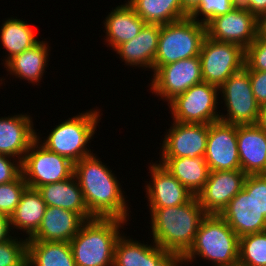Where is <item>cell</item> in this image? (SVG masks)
Returning <instances> with one entry per match:
<instances>
[{
  "mask_svg": "<svg viewBox=\"0 0 266 266\" xmlns=\"http://www.w3.org/2000/svg\"><path fill=\"white\" fill-rule=\"evenodd\" d=\"M182 7L190 13L199 3L201 0H180Z\"/></svg>",
  "mask_w": 266,
  "mask_h": 266,
  "instance_id": "42",
  "label": "cell"
},
{
  "mask_svg": "<svg viewBox=\"0 0 266 266\" xmlns=\"http://www.w3.org/2000/svg\"><path fill=\"white\" fill-rule=\"evenodd\" d=\"M206 26L190 17L161 25L153 72L182 59L199 56Z\"/></svg>",
  "mask_w": 266,
  "mask_h": 266,
  "instance_id": "6",
  "label": "cell"
},
{
  "mask_svg": "<svg viewBox=\"0 0 266 266\" xmlns=\"http://www.w3.org/2000/svg\"><path fill=\"white\" fill-rule=\"evenodd\" d=\"M198 257L210 261L212 266L238 265L239 236L220 215L207 214L204 217L192 247L180 259V266L194 263Z\"/></svg>",
  "mask_w": 266,
  "mask_h": 266,
  "instance_id": "4",
  "label": "cell"
},
{
  "mask_svg": "<svg viewBox=\"0 0 266 266\" xmlns=\"http://www.w3.org/2000/svg\"><path fill=\"white\" fill-rule=\"evenodd\" d=\"M245 67L248 70L266 71V41L259 34L245 49Z\"/></svg>",
  "mask_w": 266,
  "mask_h": 266,
  "instance_id": "35",
  "label": "cell"
},
{
  "mask_svg": "<svg viewBox=\"0 0 266 266\" xmlns=\"http://www.w3.org/2000/svg\"><path fill=\"white\" fill-rule=\"evenodd\" d=\"M241 170L247 175L266 174V132L257 124L237 126Z\"/></svg>",
  "mask_w": 266,
  "mask_h": 266,
  "instance_id": "21",
  "label": "cell"
},
{
  "mask_svg": "<svg viewBox=\"0 0 266 266\" xmlns=\"http://www.w3.org/2000/svg\"><path fill=\"white\" fill-rule=\"evenodd\" d=\"M105 26L104 38L107 47L115 50L119 45L124 42L130 41L135 38L141 29L146 24L134 11V9L126 2L116 6L105 17L103 23Z\"/></svg>",
  "mask_w": 266,
  "mask_h": 266,
  "instance_id": "24",
  "label": "cell"
},
{
  "mask_svg": "<svg viewBox=\"0 0 266 266\" xmlns=\"http://www.w3.org/2000/svg\"><path fill=\"white\" fill-rule=\"evenodd\" d=\"M159 164L184 185L193 196L203 189L210 172L204 157L161 158Z\"/></svg>",
  "mask_w": 266,
  "mask_h": 266,
  "instance_id": "27",
  "label": "cell"
},
{
  "mask_svg": "<svg viewBox=\"0 0 266 266\" xmlns=\"http://www.w3.org/2000/svg\"><path fill=\"white\" fill-rule=\"evenodd\" d=\"M148 169L152 180L144 186L148 208L178 206L187 203L193 197L184 185L158 163V160L150 163Z\"/></svg>",
  "mask_w": 266,
  "mask_h": 266,
  "instance_id": "17",
  "label": "cell"
},
{
  "mask_svg": "<svg viewBox=\"0 0 266 266\" xmlns=\"http://www.w3.org/2000/svg\"><path fill=\"white\" fill-rule=\"evenodd\" d=\"M243 189L253 195L258 210L266 217V174L247 175Z\"/></svg>",
  "mask_w": 266,
  "mask_h": 266,
  "instance_id": "36",
  "label": "cell"
},
{
  "mask_svg": "<svg viewBox=\"0 0 266 266\" xmlns=\"http://www.w3.org/2000/svg\"><path fill=\"white\" fill-rule=\"evenodd\" d=\"M125 224L118 218L86 220L69 242L76 266H113L115 245Z\"/></svg>",
  "mask_w": 266,
  "mask_h": 266,
  "instance_id": "3",
  "label": "cell"
},
{
  "mask_svg": "<svg viewBox=\"0 0 266 266\" xmlns=\"http://www.w3.org/2000/svg\"><path fill=\"white\" fill-rule=\"evenodd\" d=\"M22 174L21 161L8 155L0 154V184L16 180Z\"/></svg>",
  "mask_w": 266,
  "mask_h": 266,
  "instance_id": "37",
  "label": "cell"
},
{
  "mask_svg": "<svg viewBox=\"0 0 266 266\" xmlns=\"http://www.w3.org/2000/svg\"><path fill=\"white\" fill-rule=\"evenodd\" d=\"M50 47L47 41H39L30 49L10 58L4 64V68L19 80L23 79L29 84L39 85L48 66Z\"/></svg>",
  "mask_w": 266,
  "mask_h": 266,
  "instance_id": "25",
  "label": "cell"
},
{
  "mask_svg": "<svg viewBox=\"0 0 266 266\" xmlns=\"http://www.w3.org/2000/svg\"><path fill=\"white\" fill-rule=\"evenodd\" d=\"M255 100L259 106L266 104V71L249 70Z\"/></svg>",
  "mask_w": 266,
  "mask_h": 266,
  "instance_id": "38",
  "label": "cell"
},
{
  "mask_svg": "<svg viewBox=\"0 0 266 266\" xmlns=\"http://www.w3.org/2000/svg\"><path fill=\"white\" fill-rule=\"evenodd\" d=\"M74 175L93 217L118 218L128 222L131 211L122 185L97 154L93 153L75 162Z\"/></svg>",
  "mask_w": 266,
  "mask_h": 266,
  "instance_id": "1",
  "label": "cell"
},
{
  "mask_svg": "<svg viewBox=\"0 0 266 266\" xmlns=\"http://www.w3.org/2000/svg\"><path fill=\"white\" fill-rule=\"evenodd\" d=\"M3 22L0 29V41L8 53L6 58L3 59L2 64H5L14 55L33 47L40 39L36 37V33L33 31L34 28L27 21L11 17L5 21L3 20Z\"/></svg>",
  "mask_w": 266,
  "mask_h": 266,
  "instance_id": "29",
  "label": "cell"
},
{
  "mask_svg": "<svg viewBox=\"0 0 266 266\" xmlns=\"http://www.w3.org/2000/svg\"><path fill=\"white\" fill-rule=\"evenodd\" d=\"M28 239L15 235L0 243V266H27Z\"/></svg>",
  "mask_w": 266,
  "mask_h": 266,
  "instance_id": "32",
  "label": "cell"
},
{
  "mask_svg": "<svg viewBox=\"0 0 266 266\" xmlns=\"http://www.w3.org/2000/svg\"><path fill=\"white\" fill-rule=\"evenodd\" d=\"M99 111V109H90L79 113L54 126L43 141L40 140L39 133H36V139L47 150L65 156L73 163L80 161L93 154L88 144L93 140L97 126L99 127L101 119Z\"/></svg>",
  "mask_w": 266,
  "mask_h": 266,
  "instance_id": "5",
  "label": "cell"
},
{
  "mask_svg": "<svg viewBox=\"0 0 266 266\" xmlns=\"http://www.w3.org/2000/svg\"><path fill=\"white\" fill-rule=\"evenodd\" d=\"M209 124H192L173 121L166 130L162 146L161 158H197L204 157Z\"/></svg>",
  "mask_w": 266,
  "mask_h": 266,
  "instance_id": "14",
  "label": "cell"
},
{
  "mask_svg": "<svg viewBox=\"0 0 266 266\" xmlns=\"http://www.w3.org/2000/svg\"><path fill=\"white\" fill-rule=\"evenodd\" d=\"M256 124L266 132V104L260 106L258 120Z\"/></svg>",
  "mask_w": 266,
  "mask_h": 266,
  "instance_id": "41",
  "label": "cell"
},
{
  "mask_svg": "<svg viewBox=\"0 0 266 266\" xmlns=\"http://www.w3.org/2000/svg\"><path fill=\"white\" fill-rule=\"evenodd\" d=\"M238 6L244 7L257 19L266 17V0H237Z\"/></svg>",
  "mask_w": 266,
  "mask_h": 266,
  "instance_id": "39",
  "label": "cell"
},
{
  "mask_svg": "<svg viewBox=\"0 0 266 266\" xmlns=\"http://www.w3.org/2000/svg\"><path fill=\"white\" fill-rule=\"evenodd\" d=\"M85 220L76 212L47 206L38 230L28 241L70 242Z\"/></svg>",
  "mask_w": 266,
  "mask_h": 266,
  "instance_id": "20",
  "label": "cell"
},
{
  "mask_svg": "<svg viewBox=\"0 0 266 266\" xmlns=\"http://www.w3.org/2000/svg\"><path fill=\"white\" fill-rule=\"evenodd\" d=\"M237 5V0H201L189 13V17L206 26L213 18L230 12Z\"/></svg>",
  "mask_w": 266,
  "mask_h": 266,
  "instance_id": "34",
  "label": "cell"
},
{
  "mask_svg": "<svg viewBox=\"0 0 266 266\" xmlns=\"http://www.w3.org/2000/svg\"><path fill=\"white\" fill-rule=\"evenodd\" d=\"M206 35L220 42L249 47L258 35V19L247 9L236 6L230 12L213 18L206 25Z\"/></svg>",
  "mask_w": 266,
  "mask_h": 266,
  "instance_id": "12",
  "label": "cell"
},
{
  "mask_svg": "<svg viewBox=\"0 0 266 266\" xmlns=\"http://www.w3.org/2000/svg\"><path fill=\"white\" fill-rule=\"evenodd\" d=\"M47 206H55L78 213L85 221L94 217L89 213L83 192L75 175L37 188Z\"/></svg>",
  "mask_w": 266,
  "mask_h": 266,
  "instance_id": "23",
  "label": "cell"
},
{
  "mask_svg": "<svg viewBox=\"0 0 266 266\" xmlns=\"http://www.w3.org/2000/svg\"><path fill=\"white\" fill-rule=\"evenodd\" d=\"M152 74L150 92L167 103L203 81L199 56L161 66Z\"/></svg>",
  "mask_w": 266,
  "mask_h": 266,
  "instance_id": "11",
  "label": "cell"
},
{
  "mask_svg": "<svg viewBox=\"0 0 266 266\" xmlns=\"http://www.w3.org/2000/svg\"><path fill=\"white\" fill-rule=\"evenodd\" d=\"M2 79H3V78L0 79V81H1V82H0V85H2V84L4 83V81H3ZM2 81H3V82H2Z\"/></svg>",
  "mask_w": 266,
  "mask_h": 266,
  "instance_id": "44",
  "label": "cell"
},
{
  "mask_svg": "<svg viewBox=\"0 0 266 266\" xmlns=\"http://www.w3.org/2000/svg\"><path fill=\"white\" fill-rule=\"evenodd\" d=\"M149 209L153 241L181 259L192 247L200 223L207 215L197 197L182 205Z\"/></svg>",
  "mask_w": 266,
  "mask_h": 266,
  "instance_id": "2",
  "label": "cell"
},
{
  "mask_svg": "<svg viewBox=\"0 0 266 266\" xmlns=\"http://www.w3.org/2000/svg\"><path fill=\"white\" fill-rule=\"evenodd\" d=\"M36 133L32 117L28 113L0 117V154L12 156L22 162L36 140Z\"/></svg>",
  "mask_w": 266,
  "mask_h": 266,
  "instance_id": "19",
  "label": "cell"
},
{
  "mask_svg": "<svg viewBox=\"0 0 266 266\" xmlns=\"http://www.w3.org/2000/svg\"><path fill=\"white\" fill-rule=\"evenodd\" d=\"M204 82L220 87L245 67V49L235 43L204 38L199 54Z\"/></svg>",
  "mask_w": 266,
  "mask_h": 266,
  "instance_id": "10",
  "label": "cell"
},
{
  "mask_svg": "<svg viewBox=\"0 0 266 266\" xmlns=\"http://www.w3.org/2000/svg\"><path fill=\"white\" fill-rule=\"evenodd\" d=\"M21 169L28 187L34 189L74 175V163L70 159L47 150L37 139L24 155Z\"/></svg>",
  "mask_w": 266,
  "mask_h": 266,
  "instance_id": "8",
  "label": "cell"
},
{
  "mask_svg": "<svg viewBox=\"0 0 266 266\" xmlns=\"http://www.w3.org/2000/svg\"><path fill=\"white\" fill-rule=\"evenodd\" d=\"M27 187L22 174L14 181L0 184V216L9 218L14 213Z\"/></svg>",
  "mask_w": 266,
  "mask_h": 266,
  "instance_id": "33",
  "label": "cell"
},
{
  "mask_svg": "<svg viewBox=\"0 0 266 266\" xmlns=\"http://www.w3.org/2000/svg\"><path fill=\"white\" fill-rule=\"evenodd\" d=\"M161 25L145 24L139 34L130 41L119 45L114 51L126 66L151 69L159 43Z\"/></svg>",
  "mask_w": 266,
  "mask_h": 266,
  "instance_id": "22",
  "label": "cell"
},
{
  "mask_svg": "<svg viewBox=\"0 0 266 266\" xmlns=\"http://www.w3.org/2000/svg\"><path fill=\"white\" fill-rule=\"evenodd\" d=\"M204 158L209 171L241 170L237 125L220 120L210 123Z\"/></svg>",
  "mask_w": 266,
  "mask_h": 266,
  "instance_id": "13",
  "label": "cell"
},
{
  "mask_svg": "<svg viewBox=\"0 0 266 266\" xmlns=\"http://www.w3.org/2000/svg\"><path fill=\"white\" fill-rule=\"evenodd\" d=\"M146 24L165 25L189 17L180 0H125Z\"/></svg>",
  "mask_w": 266,
  "mask_h": 266,
  "instance_id": "28",
  "label": "cell"
},
{
  "mask_svg": "<svg viewBox=\"0 0 266 266\" xmlns=\"http://www.w3.org/2000/svg\"><path fill=\"white\" fill-rule=\"evenodd\" d=\"M246 177L242 170L210 171L206 184L196 195L205 213L220 215L243 189Z\"/></svg>",
  "mask_w": 266,
  "mask_h": 266,
  "instance_id": "15",
  "label": "cell"
},
{
  "mask_svg": "<svg viewBox=\"0 0 266 266\" xmlns=\"http://www.w3.org/2000/svg\"><path fill=\"white\" fill-rule=\"evenodd\" d=\"M46 203L39 191L27 187L14 213L9 217L11 232L17 229L25 232L29 239L39 228L45 214Z\"/></svg>",
  "mask_w": 266,
  "mask_h": 266,
  "instance_id": "26",
  "label": "cell"
},
{
  "mask_svg": "<svg viewBox=\"0 0 266 266\" xmlns=\"http://www.w3.org/2000/svg\"><path fill=\"white\" fill-rule=\"evenodd\" d=\"M258 34L266 41V17L258 19Z\"/></svg>",
  "mask_w": 266,
  "mask_h": 266,
  "instance_id": "43",
  "label": "cell"
},
{
  "mask_svg": "<svg viewBox=\"0 0 266 266\" xmlns=\"http://www.w3.org/2000/svg\"><path fill=\"white\" fill-rule=\"evenodd\" d=\"M121 234L114 250L113 266H180V259L158 246L141 243Z\"/></svg>",
  "mask_w": 266,
  "mask_h": 266,
  "instance_id": "16",
  "label": "cell"
},
{
  "mask_svg": "<svg viewBox=\"0 0 266 266\" xmlns=\"http://www.w3.org/2000/svg\"><path fill=\"white\" fill-rule=\"evenodd\" d=\"M219 95L227 113L220 114V121L233 125L257 123L260 106L252 92L249 70L244 67L231 75L220 87Z\"/></svg>",
  "mask_w": 266,
  "mask_h": 266,
  "instance_id": "9",
  "label": "cell"
},
{
  "mask_svg": "<svg viewBox=\"0 0 266 266\" xmlns=\"http://www.w3.org/2000/svg\"><path fill=\"white\" fill-rule=\"evenodd\" d=\"M220 216L239 236L266 231V217L258 210L252 194L241 189Z\"/></svg>",
  "mask_w": 266,
  "mask_h": 266,
  "instance_id": "18",
  "label": "cell"
},
{
  "mask_svg": "<svg viewBox=\"0 0 266 266\" xmlns=\"http://www.w3.org/2000/svg\"><path fill=\"white\" fill-rule=\"evenodd\" d=\"M27 266H76L69 242L28 241Z\"/></svg>",
  "mask_w": 266,
  "mask_h": 266,
  "instance_id": "30",
  "label": "cell"
},
{
  "mask_svg": "<svg viewBox=\"0 0 266 266\" xmlns=\"http://www.w3.org/2000/svg\"><path fill=\"white\" fill-rule=\"evenodd\" d=\"M218 95L219 87L214 84L204 81L195 84L167 104L172 120L192 124H210L219 121Z\"/></svg>",
  "mask_w": 266,
  "mask_h": 266,
  "instance_id": "7",
  "label": "cell"
},
{
  "mask_svg": "<svg viewBox=\"0 0 266 266\" xmlns=\"http://www.w3.org/2000/svg\"><path fill=\"white\" fill-rule=\"evenodd\" d=\"M240 266H266V231L239 237Z\"/></svg>",
  "mask_w": 266,
  "mask_h": 266,
  "instance_id": "31",
  "label": "cell"
},
{
  "mask_svg": "<svg viewBox=\"0 0 266 266\" xmlns=\"http://www.w3.org/2000/svg\"><path fill=\"white\" fill-rule=\"evenodd\" d=\"M11 232L9 218L0 216V243L9 239L14 232Z\"/></svg>",
  "mask_w": 266,
  "mask_h": 266,
  "instance_id": "40",
  "label": "cell"
}]
</instances>
